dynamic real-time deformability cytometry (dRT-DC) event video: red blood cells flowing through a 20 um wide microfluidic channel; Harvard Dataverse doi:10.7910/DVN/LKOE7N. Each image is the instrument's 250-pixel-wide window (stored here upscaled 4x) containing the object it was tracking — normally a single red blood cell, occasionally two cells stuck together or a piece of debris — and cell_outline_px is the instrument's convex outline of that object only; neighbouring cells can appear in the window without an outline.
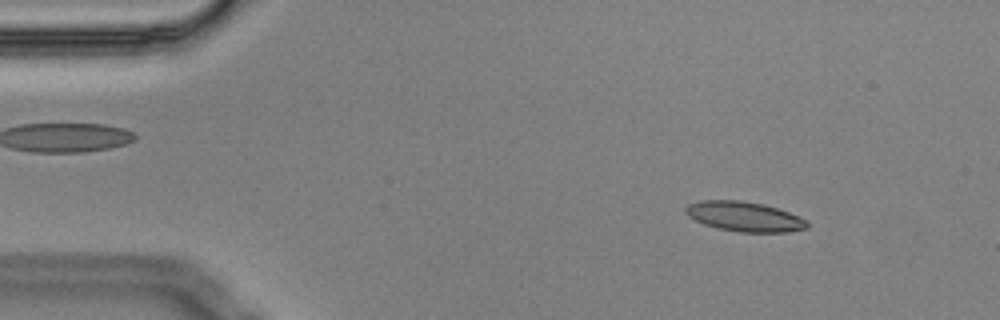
{"species": "Egyptian fruit bat (a non-hibernating species)", "species_latin": "Rousettus aegyptiacus", "temperature_condition": "cold", "stored_images_in_passage": 3, "camera_frame_rate_fps": 3000, "um_per_image_px": 0.085, "animal": {"sex": "male"}, "frame": {"image": 1, "passage_image": 1, "time_ms": 0.0, "image_size_px": [1000, 320], "cell_outline_px": [[808, 228], [788, 232], [740, 232], [716, 228], [704, 224], [688, 216], [684, 212], [684, 208], [688, 204], [700, 200], [740, 200], [764, 204], [788, 212], [804, 220], [808, 224]], "centroid_in_image_um": [63.22, 18.4], "position_along_channel_um": 21.8, "area_um2": 21.04}}